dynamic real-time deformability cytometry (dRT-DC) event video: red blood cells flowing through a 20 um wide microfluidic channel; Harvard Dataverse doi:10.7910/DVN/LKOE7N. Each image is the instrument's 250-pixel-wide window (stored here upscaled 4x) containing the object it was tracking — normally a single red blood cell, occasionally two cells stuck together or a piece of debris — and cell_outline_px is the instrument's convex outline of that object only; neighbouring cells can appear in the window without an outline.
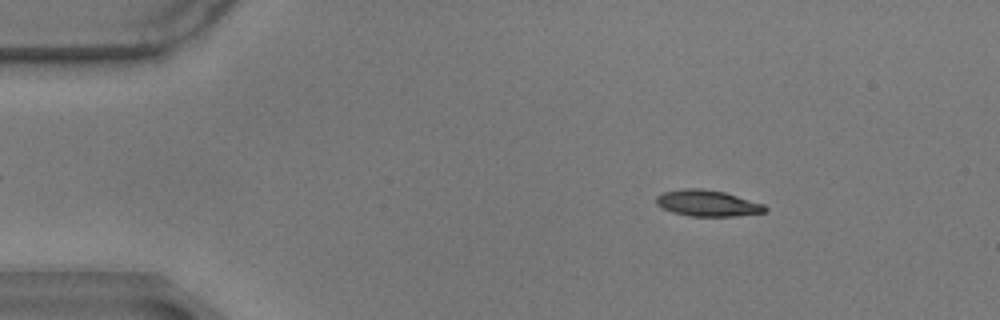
{"species": "common noctule bat (a hibernating species)", "species_latin": "Nyctalus noctula", "temperature_condition": "warm", "stored_images_in_passage": 57, "camera_frame_rate_fps": 3000, "um_per_image_px": 0.085, "animal": {"sex": "male", "body_mass_g": 17.9}, "frame": {"image": 1, "passage_image": 8, "time_ms": 2.333, "image_size_px": [1000, 320], "cell_outline_px": [[768, 208], [764, 212], [736, 216], [688, 216], [672, 212], [656, 204], [656, 196], [664, 192], [684, 188], [704, 188], [724, 192], [764, 204]], "centroid_in_image_um": [60.13, 17.27], "position_along_channel_um": 24.9, "area_um2": 16.59}}
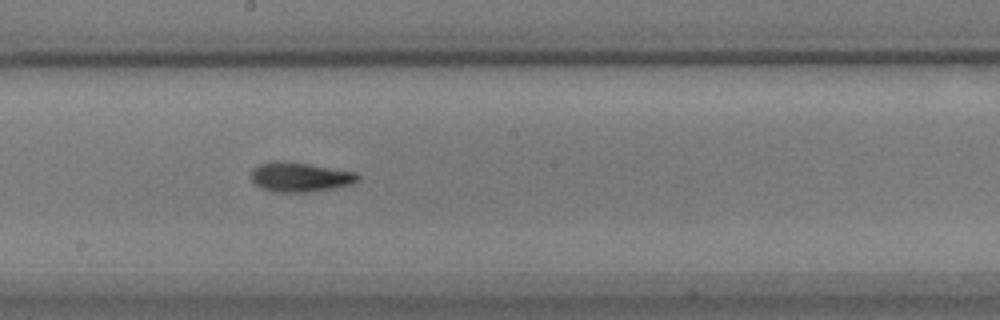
{"frame": {"image": 2, "passage_image": 31, "time_ms": 10.0, "image_size_px": [1000, 320], "cell_outline_px": [[360, 180], [352, 184], [332, 188], [308, 192], [272, 192], [260, 188], [248, 176], [252, 168], [260, 164], [308, 164], [356, 172], [360, 176]], "centroid_in_image_um": [25.52, 15.1], "position_along_channel_um": 222.7, "area_um2": 17.8}}
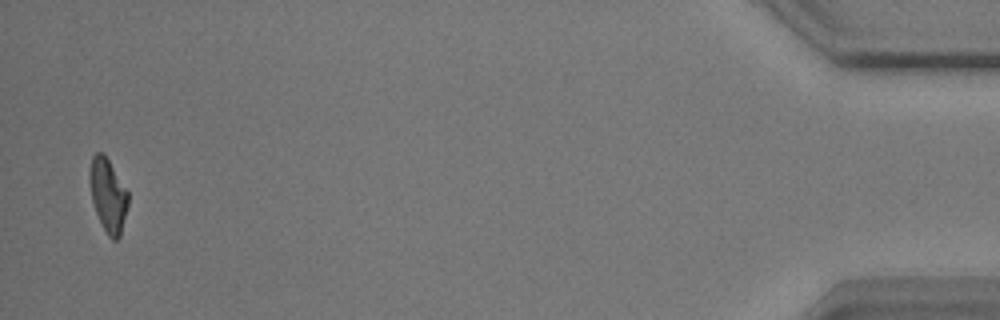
{"frame": {"image": 3, "passage_image": 56, "time_ms": 18.333, "image_size_px": [1000, 320], "cell_outline_px": [[128, 204], [120, 236], [116, 240], [112, 240], [108, 236], [96, 212], [92, 200], [88, 180], [88, 176], [92, 156], [96, 152], [104, 152], [128, 192]], "centroid_in_image_um": [9.16, 16.56], "position_along_channel_um": 426.0, "area_um2": 16.42}, "authors_computed_cell_mechanics": {"area_um2": 16.8198, "velocity_mm_per_s": 3.4743, "shape_relaxation_time_tau1_ms": 3.8617, "shape_relaxation_time_tau2_ms": 4.2529, "deformation_change_tau1": 0.1948, "deformation_change_tau2": 0.1154}}